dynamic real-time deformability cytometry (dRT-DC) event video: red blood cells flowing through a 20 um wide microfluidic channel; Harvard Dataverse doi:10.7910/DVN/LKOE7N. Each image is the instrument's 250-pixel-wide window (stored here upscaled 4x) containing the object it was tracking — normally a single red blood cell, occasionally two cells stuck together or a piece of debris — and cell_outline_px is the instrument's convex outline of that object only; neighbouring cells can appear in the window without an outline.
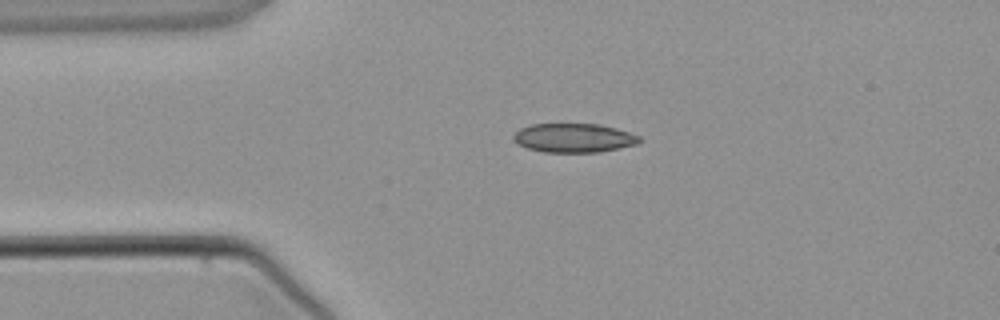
{"species": "common noctule bat (a hibernating species)", "species_latin": "Nyctalus noctula", "temperature_condition": "warm", "stored_images_in_passage": 2, "camera_frame_rate_fps": 3000, "um_per_image_px": 0.085, "animal": {"sex": "male", "body_mass_g": 21.5, "forearm_length_mm": 52.0}, "frame": {"image": 1, "passage_image": 1, "time_ms": 0.0, "image_size_px": [1000, 320], "cell_outline_px": [[640, 140], [636, 144], [600, 152], [544, 152], [528, 148], [516, 144], [512, 140], [512, 136], [520, 128], [532, 124], [600, 124], [616, 128], [640, 136]], "centroid_in_image_um": [48.73, 11.72], "position_along_channel_um": 36.3, "area_um2": 21.27}}